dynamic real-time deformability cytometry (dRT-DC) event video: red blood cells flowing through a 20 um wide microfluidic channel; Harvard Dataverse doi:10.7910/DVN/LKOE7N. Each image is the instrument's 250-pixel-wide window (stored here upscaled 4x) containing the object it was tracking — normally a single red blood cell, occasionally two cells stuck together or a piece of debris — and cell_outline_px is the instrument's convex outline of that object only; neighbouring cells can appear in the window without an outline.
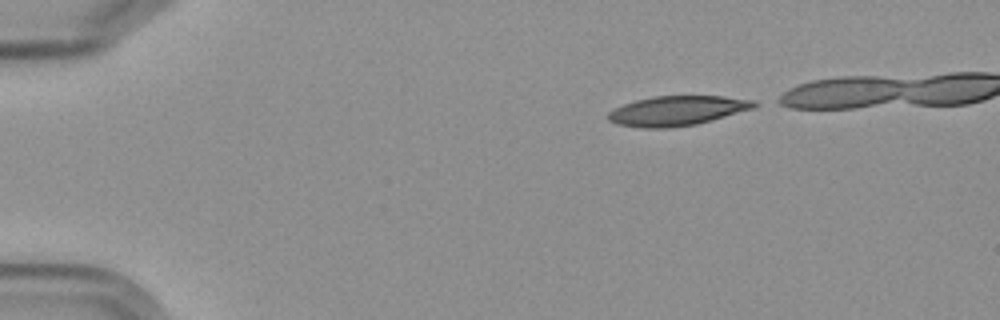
{"species": "Egyptian fruit bat (a non-hibernating species)", "species_latin": "Rousettus aegyptiacus", "temperature_condition": "cold", "stored_images_in_passage": 42, "camera_frame_rate_fps": 3000, "um_per_image_px": 0.085, "frame": {"image": 1, "passage_image": 1, "time_ms": 0.0, "image_size_px": [1000, 320], "cell_outline_px": [[764, 104], [756, 108], [712, 120], [696, 124], [668, 128], [640, 128], [616, 124], [608, 120], [604, 116], [608, 112], [624, 104], [636, 100], [652, 96], [724, 96], [756, 100]], "centroid_in_image_um": [57.61, 9.41], "position_along_channel_um": 27.4, "area_um2": 25.72}}
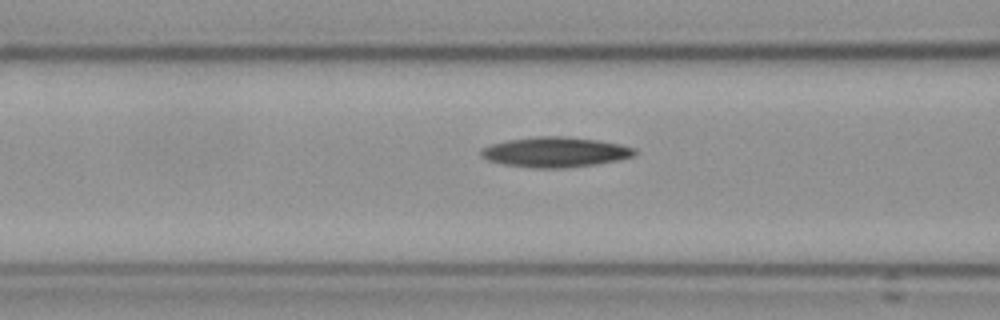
{"frame": {"image": 2, "passage_image": 15, "time_ms": 4.667, "image_size_px": [1000, 320], "cell_outline_px": [[636, 156], [620, 160], [596, 164], [564, 168], [532, 168], [504, 164], [488, 160], [480, 156], [480, 148], [492, 144], [508, 140], [536, 136], [564, 136], [600, 140], [620, 144], [636, 148]], "centroid_in_image_um": [47.22, 12.93], "position_along_channel_um": 119.4, "area_um2": 27.22}}
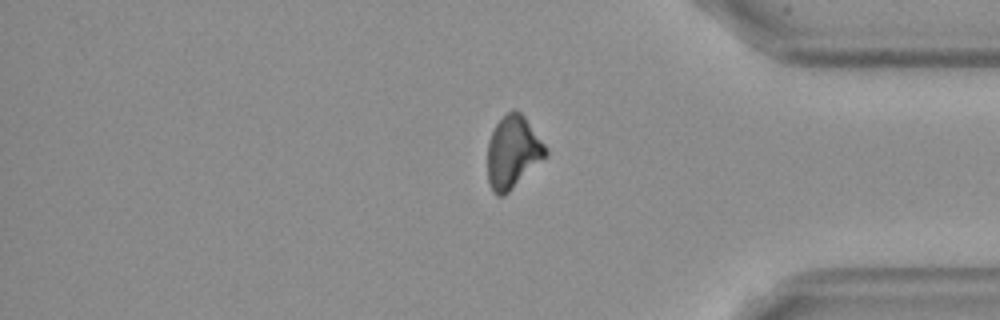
{"frame": {"image": 3, "passage_image": 39, "time_ms": 12.667, "image_size_px": [1000, 320], "cell_outline_px": [[548, 156], [504, 196], [496, 196], [492, 192], [488, 184], [488, 140], [496, 124], [512, 108], [520, 112], [524, 116], [548, 148]], "centroid_in_image_um": [43.6, 12.96], "position_along_channel_um": 391.6, "area_um2": 24.74}}